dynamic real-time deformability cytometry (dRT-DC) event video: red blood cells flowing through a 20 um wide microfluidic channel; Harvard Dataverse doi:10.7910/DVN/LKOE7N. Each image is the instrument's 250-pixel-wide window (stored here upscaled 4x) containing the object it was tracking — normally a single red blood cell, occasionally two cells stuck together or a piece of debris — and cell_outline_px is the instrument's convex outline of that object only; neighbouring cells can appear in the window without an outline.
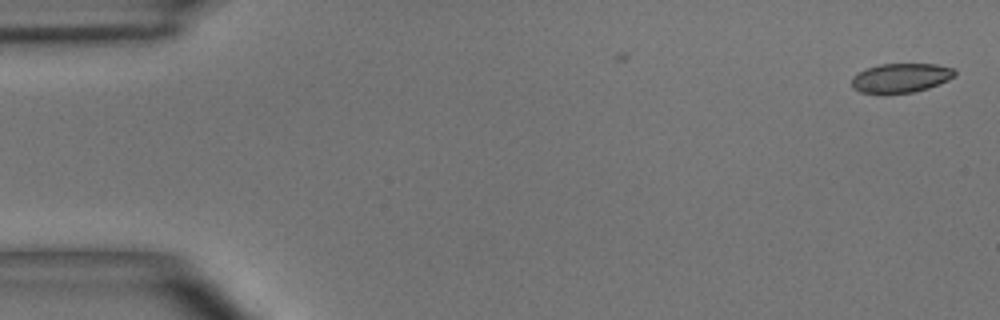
{"species": "common noctule bat (a hibernating species)", "species_latin": "Nyctalus noctula", "temperature_condition": "room temperature", "stored_images_in_passage": 2, "camera_frame_rate_fps": 3000, "um_per_image_px": 0.085, "animal": {"sex": "male", "body_mass_g": 15.6}, "frame": {"image": 1, "passage_image": 2, "time_ms": 1.333, "image_size_px": [1000, 320], "cell_outline_px": [[956, 76], [948, 80], [928, 88], [912, 92], [860, 92], [852, 88], [852, 76], [868, 68], [880, 64], [936, 64], [952, 68], [956, 72]], "centroid_in_image_um": [76.59, 6.6], "position_along_channel_um": 8.4, "area_um2": 17.22}}